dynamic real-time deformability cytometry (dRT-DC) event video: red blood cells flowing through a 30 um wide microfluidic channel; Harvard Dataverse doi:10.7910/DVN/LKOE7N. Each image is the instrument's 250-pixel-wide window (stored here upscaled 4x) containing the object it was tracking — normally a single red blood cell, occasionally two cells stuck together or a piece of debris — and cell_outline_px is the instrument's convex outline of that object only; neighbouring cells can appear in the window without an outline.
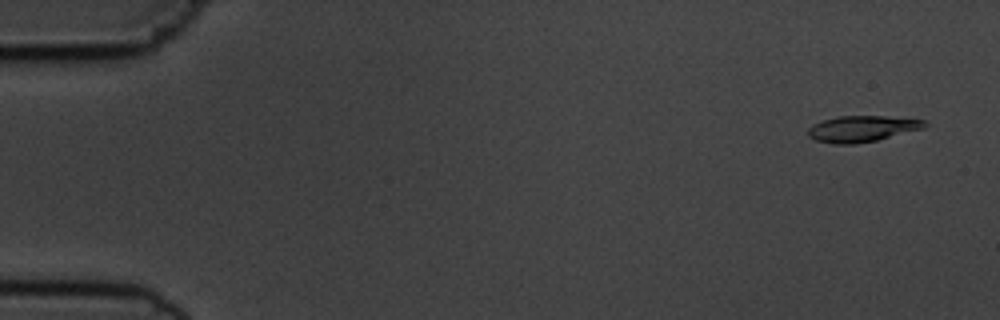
{"species": "common noctule bat (a hibernating species)", "species_latin": "Nyctalus noctula", "temperature_condition": "cold", "stored_images_in_passage": 4, "camera_frame_rate_fps": 3000, "um_per_image_px": 0.085, "animal": {"sex": "male", "body_mass_g": 19.5, "forearm_length_mm": 54.6}, "frame": {"image": 1, "passage_image": 1, "time_ms": 0.0, "image_size_px": [1000, 320], "cell_outline_px": [[928, 124], [924, 128], [876, 140], [856, 144], [832, 144], [816, 140], [808, 136], [808, 128], [812, 124], [824, 120], [840, 116], [884, 116], [924, 120]], "centroid_in_image_um": [73.25, 10.95], "position_along_channel_um": 11.8, "area_um2": 17.63}}
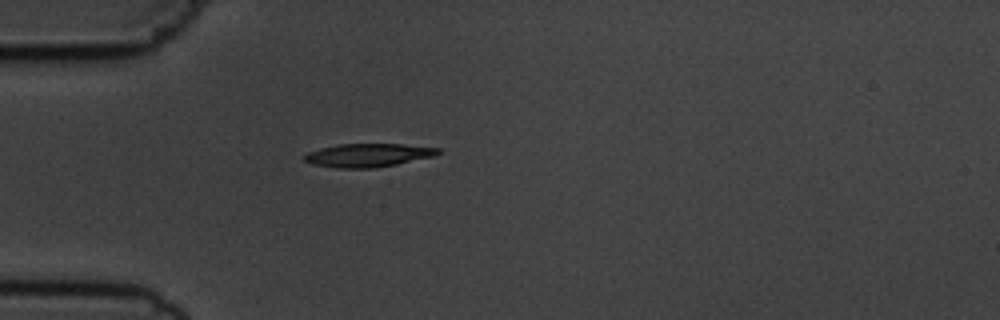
{"frame": {"image": 2, "passage_image": 4, "time_ms": 4.333, "image_size_px": [1000, 320], "cell_outline_px": [[444, 152], [432, 156], [396, 164], [376, 168], [336, 168], [312, 164], [304, 160], [304, 156], [308, 152], [320, 148], [340, 144], [404, 144], [440, 148]], "centroid_in_image_um": [31.3, 13.19], "position_along_channel_um": 53.7, "area_um2": 18.21}}